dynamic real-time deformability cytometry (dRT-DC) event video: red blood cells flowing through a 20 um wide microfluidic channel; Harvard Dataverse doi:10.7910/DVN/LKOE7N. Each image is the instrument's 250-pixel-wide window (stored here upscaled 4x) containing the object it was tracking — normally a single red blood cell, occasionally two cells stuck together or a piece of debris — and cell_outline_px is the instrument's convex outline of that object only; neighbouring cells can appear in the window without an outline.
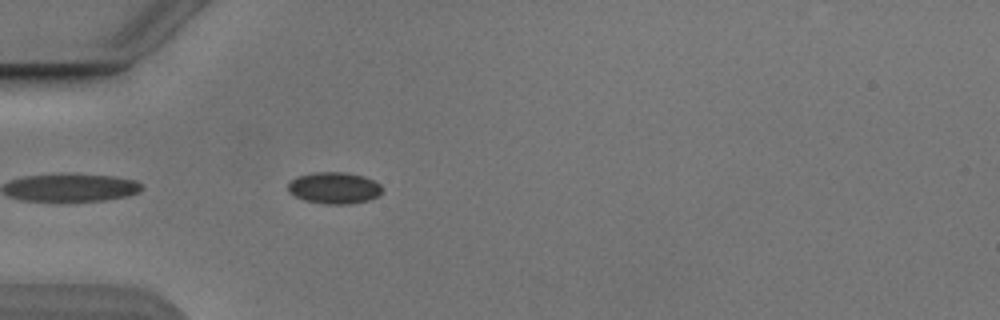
{"species": "Egyptian fruit bat (a non-hibernating species)", "species_latin": "Rousettus aegyptiacus", "temperature_condition": "cold", "stored_images_in_passage": 39, "camera_frame_rate_fps": 3000, "um_per_image_px": 0.085, "animal": {"sex": "male"}, "frame": {"image": 1, "passage_image": 2, "time_ms": 0.333, "image_size_px": [1000, 320], "cell_outline_px": [[384, 188], [376, 196], [368, 200], [348, 204], [324, 204], [304, 200], [288, 192], [288, 184], [296, 176], [312, 172], [344, 172], [364, 176], [380, 184]], "centroid_in_image_um": [28.38, 15.96], "position_along_channel_um": 56.6, "area_um2": 17.34}}
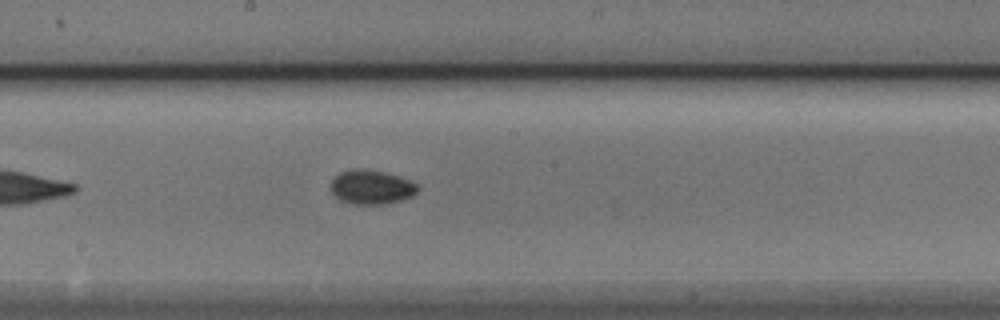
{"frame": {"image": 2, "passage_image": 15, "time_ms": 4.667, "image_size_px": [1000, 320], "cell_outline_px": [[420, 188], [412, 196], [400, 200], [384, 204], [352, 204], [340, 200], [332, 192], [332, 180], [340, 172], [352, 168], [364, 168], [384, 172], [420, 184]], "centroid_in_image_um": [31.58, 15.9], "position_along_channel_um": 216.6, "area_um2": 17.28}}
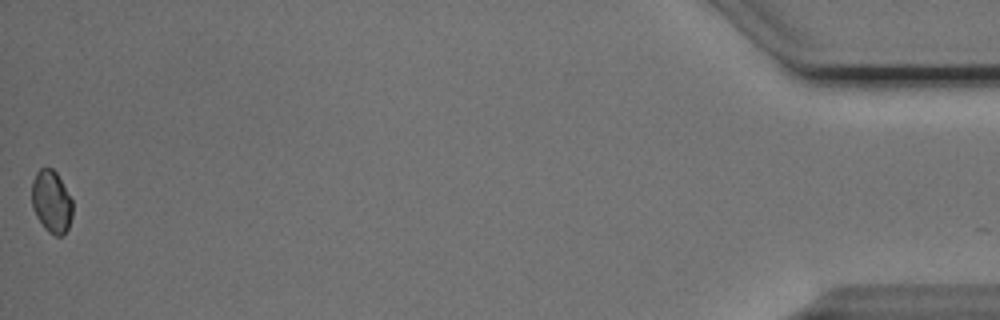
{"frame": {"image": 3, "passage_image": 39, "time_ms": 12.667, "image_size_px": [1000, 320], "cell_outline_px": [[72, 216], [68, 228], [60, 236], [56, 236], [48, 232], [44, 228], [36, 216], [32, 208], [32, 180], [36, 172], [40, 168], [52, 168], [56, 172], [72, 200]], "centroid_in_image_um": [4.36, 17.14], "position_along_channel_um": 430.8, "area_um2": 14.8}, "authors_computed_cell_mechanics": {"area_um2": 15.9528, "velocity_mm_per_s": 3.8673, "shape_relaxation_time_tau1_ms": 4.7591, "shape_relaxation_time_tau2_ms": null, "deformation_change_tau1": 0.0762, "deformation_change_tau2": null}}